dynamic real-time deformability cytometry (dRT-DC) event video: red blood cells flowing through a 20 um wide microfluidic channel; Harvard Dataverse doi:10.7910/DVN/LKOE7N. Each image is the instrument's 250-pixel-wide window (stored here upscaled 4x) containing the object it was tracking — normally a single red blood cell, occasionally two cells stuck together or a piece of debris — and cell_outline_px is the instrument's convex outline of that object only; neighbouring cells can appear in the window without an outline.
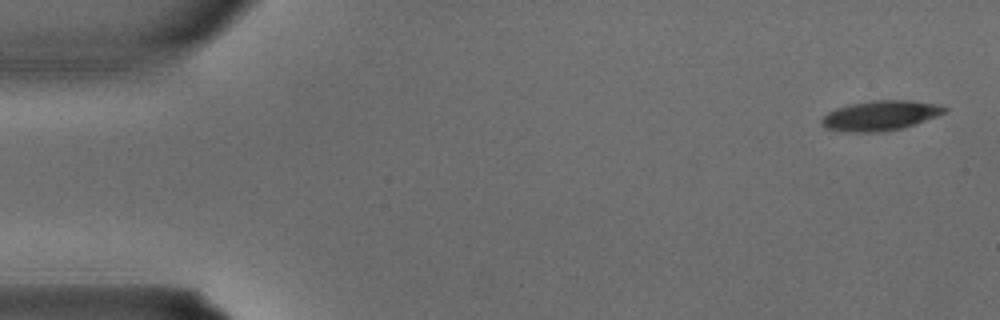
{"species": "common noctule bat (a hibernating species)", "species_latin": "Nyctalus noctula", "temperature_condition": "warm", "stored_images_in_passage": 4, "segment_of_instrument_passage": [1, 2], "camera_frame_rate_fps": 3000, "um_per_image_px": 0.085, "animal": {"sex": "male", "body_mass_g": 15.6}, "frame": {"image": 1, "passage_image": 1, "time_ms": 0.0, "image_size_px": [1000, 320], "cell_outline_px": [[948, 112], [900, 128], [880, 132], [844, 132], [824, 128], [820, 124], [820, 120], [828, 112], [836, 108], [848, 104], [872, 100], [912, 100], [940, 104], [948, 108]], "centroid_in_image_um": [74.8, 9.81], "position_along_channel_um": 10.2, "area_um2": 21.56}}
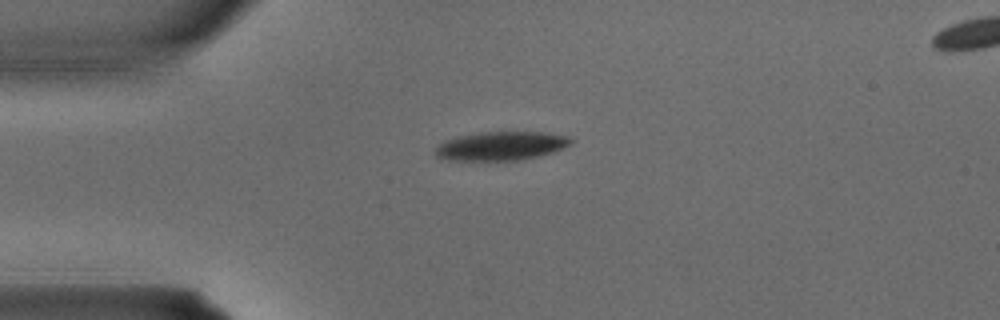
{"frame": {"image": 2, "passage_image": 3, "time_ms": 0.667, "image_size_px": [1000, 320], "cell_outline_px": [[576, 140], [572, 144], [564, 148], [540, 156], [520, 160], [448, 160], [436, 156], [432, 152], [444, 140], [460, 136], [480, 132], [544, 132], [572, 136]], "centroid_in_image_um": [42.65, 12.4], "position_along_channel_um": 42.3, "area_um2": 23.0}}